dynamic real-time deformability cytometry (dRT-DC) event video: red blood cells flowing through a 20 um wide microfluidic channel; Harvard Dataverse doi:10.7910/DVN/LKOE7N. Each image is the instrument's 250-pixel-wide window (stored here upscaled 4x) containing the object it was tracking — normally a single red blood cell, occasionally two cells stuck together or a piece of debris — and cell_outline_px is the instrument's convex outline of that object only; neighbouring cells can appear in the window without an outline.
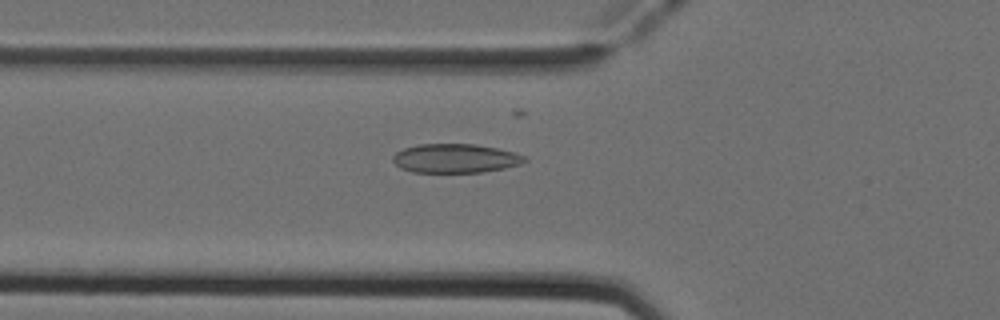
{"species": "Egyptian fruit bat (a non-hibernating species)", "species_latin": "Rousettus aegyptiacus", "temperature_condition": "cold", "stored_images_in_passage": 43, "camera_frame_rate_fps": 3000, "um_per_image_px": 0.085, "animal": {"sex": "female"}, "frame": {"image": 1, "passage_image": 19, "time_ms": 6.0, "image_size_px": [1000, 320], "cell_outline_px": [[528, 160], [520, 164], [504, 168], [480, 172], [412, 172], [400, 168], [392, 160], [392, 156], [396, 152], [404, 148], [420, 144], [476, 144], [516, 152], [524, 156]], "centroid_in_image_um": [38.7, 13.46], "position_along_channel_um": 87.1, "area_um2": 22.25}}
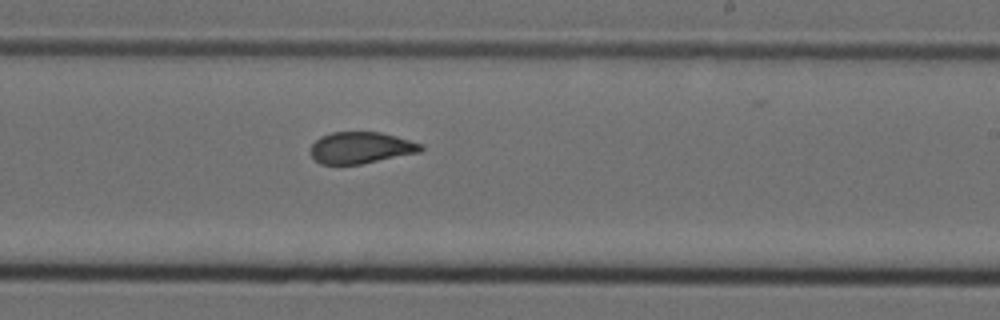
{"frame": {"image": 2, "passage_image": 32, "time_ms": 10.333, "image_size_px": [1000, 320], "cell_outline_px": [[424, 148], [420, 152], [360, 164], [320, 164], [312, 156], [312, 144], [320, 136], [332, 132], [380, 132], [396, 136], [424, 144]], "centroid_in_image_um": [30.7, 12.55], "position_along_channel_um": 258.3, "area_um2": 20.17}}
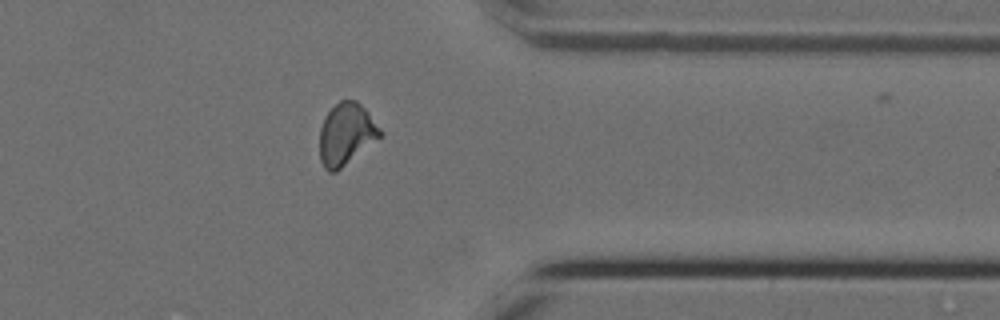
{"frame": {"image": 3, "passage_image": 42, "time_ms": 13.667, "image_size_px": [1000, 320], "cell_outline_px": [[384, 136], [336, 172], [328, 172], [324, 168], [320, 160], [320, 128], [324, 116], [340, 100], [356, 100], [368, 112], [384, 132]], "centroid_in_image_um": [29.45, 11.42], "position_along_channel_um": 381.9, "area_um2": 22.14}}